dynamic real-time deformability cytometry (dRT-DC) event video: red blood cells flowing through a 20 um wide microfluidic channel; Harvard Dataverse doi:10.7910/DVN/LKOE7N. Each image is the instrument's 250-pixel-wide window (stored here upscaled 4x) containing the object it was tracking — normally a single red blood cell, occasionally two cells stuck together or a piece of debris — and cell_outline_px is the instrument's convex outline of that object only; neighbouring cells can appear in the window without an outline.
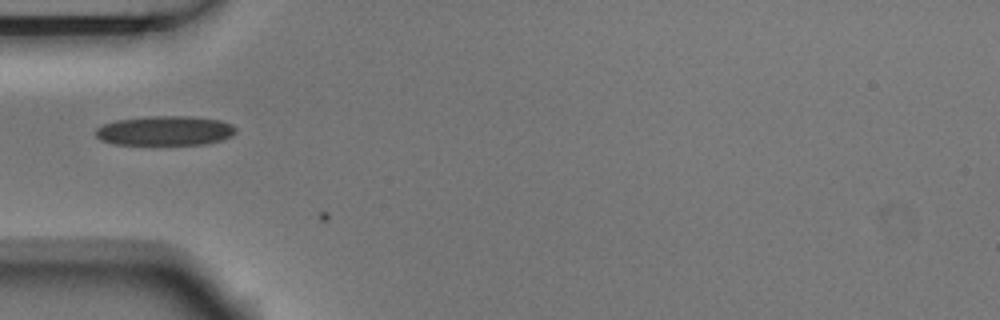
{"species": "Egyptian fruit bat (a non-hibernating species)", "species_latin": "Rousettus aegyptiacus", "temperature_condition": "room temperature", "stored_images_in_passage": 1, "camera_frame_rate_fps": 3000, "um_per_image_px": 0.085, "animal": {"sex": "male"}, "frame": {"image": 1, "passage_image": 1, "time_ms": 0.0, "image_size_px": [1000, 320], "cell_outline_px": [[236, 132], [232, 136], [224, 140], [208, 144], [116, 144], [100, 140], [96, 136], [96, 128], [104, 124], [116, 120], [148, 116], [192, 116], [220, 120], [232, 124], [236, 128]], "centroid_in_image_um": [14.07, 11.11], "position_along_channel_um": 70.9, "area_um2": 24.28}}